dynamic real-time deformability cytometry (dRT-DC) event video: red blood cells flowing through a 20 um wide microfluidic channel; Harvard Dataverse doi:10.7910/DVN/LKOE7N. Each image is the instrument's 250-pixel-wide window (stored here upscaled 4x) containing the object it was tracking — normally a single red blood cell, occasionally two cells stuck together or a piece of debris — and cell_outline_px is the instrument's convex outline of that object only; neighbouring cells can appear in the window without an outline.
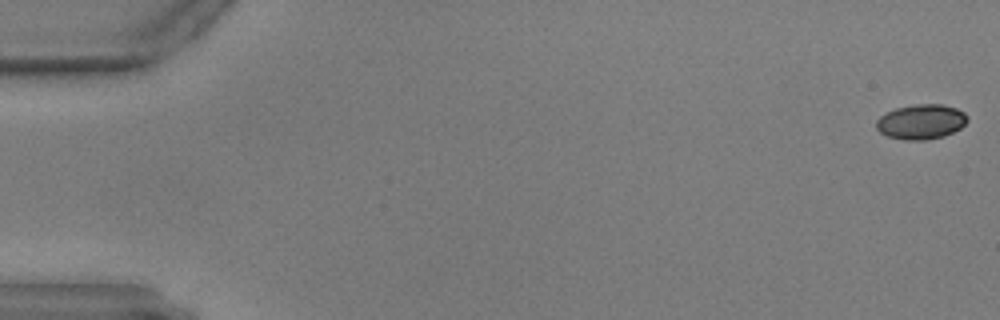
{"species": "common noctule bat (a hibernating species)", "species_latin": "Nyctalus noctula", "temperature_condition": "warm", "stored_images_in_passage": 18, "camera_frame_rate_fps": 3000, "um_per_image_px": 0.085, "animal": {"sex": "male", "body_mass_g": 17.9, "forearm_length_mm": 54.2}, "frame": {"image": 1, "passage_image": 1, "time_ms": 0.0, "image_size_px": [1000, 320], "cell_outline_px": [[968, 120], [960, 128], [944, 136], [928, 140], [904, 140], [888, 136], [880, 132], [876, 128], [876, 120], [880, 116], [896, 108], [916, 104], [944, 104], [956, 108], [964, 112], [968, 116]], "centroid_in_image_um": [78.3, 10.35], "position_along_channel_um": 6.7, "area_um2": 18.55}}
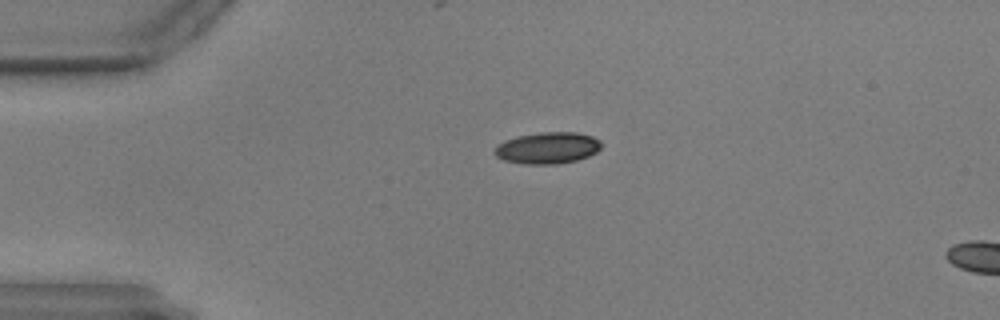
{"frame": {"image": 2, "passage_image": 14, "time_ms": 4.333, "image_size_px": [1000, 320], "cell_outline_px": [[600, 148], [596, 152], [588, 156], [576, 160], [556, 164], [524, 164], [504, 160], [496, 156], [492, 152], [504, 140], [520, 136], [540, 132], [576, 132], [592, 136], [600, 140]], "centroid_in_image_um": [46.54, 12.57], "position_along_channel_um": 38.5, "area_um2": 19.48}}